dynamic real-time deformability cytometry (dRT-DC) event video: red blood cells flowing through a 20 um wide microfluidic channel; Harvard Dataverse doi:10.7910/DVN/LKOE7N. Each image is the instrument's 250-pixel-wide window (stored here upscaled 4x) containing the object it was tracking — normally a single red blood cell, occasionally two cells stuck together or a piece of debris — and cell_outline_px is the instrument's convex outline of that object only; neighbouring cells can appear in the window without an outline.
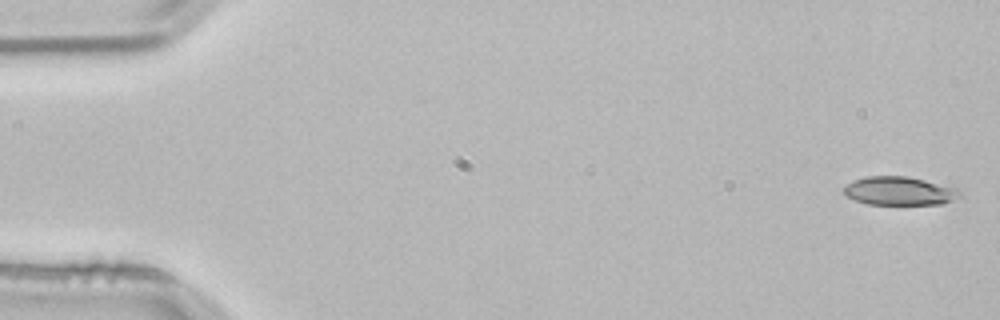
{"species": "common noctule bat (a hibernating species)", "species_latin": "Nyctalus noctula", "temperature_condition": "room temperature", "stored_images_in_passage": 52, "camera_frame_rate_fps": 3000, "um_per_image_px": 0.085, "animal": {"sex": "male", "body_mass_g": 21.5, "forearm_length_mm": 52.0}, "frame": {"image": 1, "passage_image": 1, "time_ms": 0.0, "image_size_px": [1000, 320], "cell_outline_px": [[964, 196], [940, 204], [868, 204], [844, 196], [844, 188], [852, 180], [864, 176], [908, 176], [960, 188], [964, 192]], "centroid_in_image_um": [76.51, 16.22], "position_along_channel_um": 8.5, "area_um2": 19.59}}
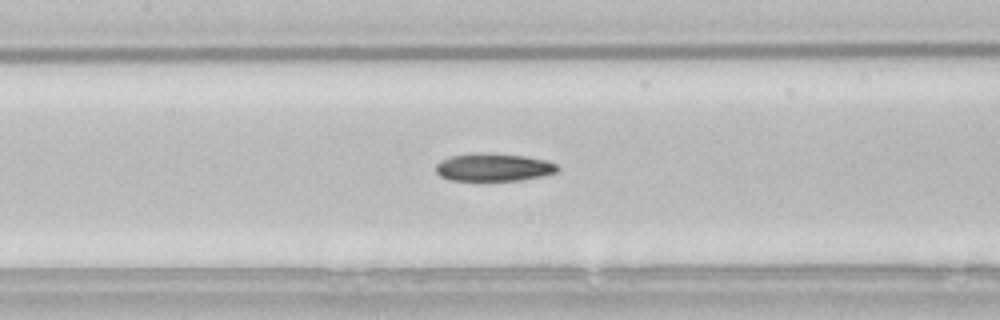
{"frame": {"image": 2, "passage_image": 24, "time_ms": 7.667, "image_size_px": [1000, 320], "cell_outline_px": [[560, 168], [556, 172], [544, 176], [520, 180], [452, 180], [440, 176], [436, 172], [436, 164], [440, 160], [452, 156], [476, 152], [524, 156], [548, 160], [556, 164]], "centroid_in_image_um": [41.97, 14.21], "position_along_channel_um": 165.4, "area_um2": 19.71}}
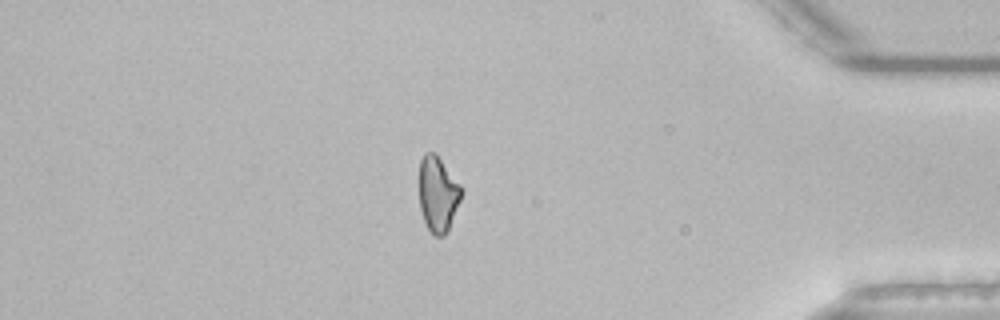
{"frame": {"image": 3, "passage_image": 45, "time_ms": 14.667, "image_size_px": [1000, 320], "cell_outline_px": [[464, 192], [448, 232], [444, 236], [432, 236], [424, 220], [420, 208], [420, 160], [424, 152], [436, 152], [460, 184]], "centroid_in_image_um": [37.25, 16.5], "position_along_channel_um": 398.0, "area_um2": 18.84}, "authors_computed_cell_mechanics": {"area_um2": 19.5942, "velocity_mm_per_s": 3.8441, "shape_relaxation_time_tau1_ms": null, "shape_relaxation_time_tau2_ms": 8.3026, "deformation_change_tau1": null, "deformation_change_tau2": 0.1768}}